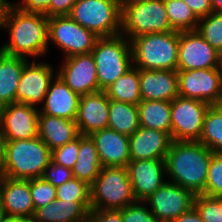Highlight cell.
<instances>
[{"label":"cell","mask_w":222,"mask_h":222,"mask_svg":"<svg viewBox=\"0 0 222 222\" xmlns=\"http://www.w3.org/2000/svg\"><path fill=\"white\" fill-rule=\"evenodd\" d=\"M196 31L204 40L222 54V13L211 12L200 18Z\"/></svg>","instance_id":"obj_33"},{"label":"cell","mask_w":222,"mask_h":222,"mask_svg":"<svg viewBox=\"0 0 222 222\" xmlns=\"http://www.w3.org/2000/svg\"><path fill=\"white\" fill-rule=\"evenodd\" d=\"M86 222H122V209H91Z\"/></svg>","instance_id":"obj_41"},{"label":"cell","mask_w":222,"mask_h":222,"mask_svg":"<svg viewBox=\"0 0 222 222\" xmlns=\"http://www.w3.org/2000/svg\"><path fill=\"white\" fill-rule=\"evenodd\" d=\"M56 198L62 201H91L90 186L86 182L72 177L56 187Z\"/></svg>","instance_id":"obj_34"},{"label":"cell","mask_w":222,"mask_h":222,"mask_svg":"<svg viewBox=\"0 0 222 222\" xmlns=\"http://www.w3.org/2000/svg\"><path fill=\"white\" fill-rule=\"evenodd\" d=\"M103 168L96 144L90 135L79 136V153L72 171V176L91 186Z\"/></svg>","instance_id":"obj_26"},{"label":"cell","mask_w":222,"mask_h":222,"mask_svg":"<svg viewBox=\"0 0 222 222\" xmlns=\"http://www.w3.org/2000/svg\"><path fill=\"white\" fill-rule=\"evenodd\" d=\"M141 100L173 101L178 92V74L175 70L139 69Z\"/></svg>","instance_id":"obj_22"},{"label":"cell","mask_w":222,"mask_h":222,"mask_svg":"<svg viewBox=\"0 0 222 222\" xmlns=\"http://www.w3.org/2000/svg\"><path fill=\"white\" fill-rule=\"evenodd\" d=\"M79 153V137L63 146L51 150V161L72 169Z\"/></svg>","instance_id":"obj_38"},{"label":"cell","mask_w":222,"mask_h":222,"mask_svg":"<svg viewBox=\"0 0 222 222\" xmlns=\"http://www.w3.org/2000/svg\"><path fill=\"white\" fill-rule=\"evenodd\" d=\"M80 96L58 75L51 81L39 113L75 120Z\"/></svg>","instance_id":"obj_23"},{"label":"cell","mask_w":222,"mask_h":222,"mask_svg":"<svg viewBox=\"0 0 222 222\" xmlns=\"http://www.w3.org/2000/svg\"><path fill=\"white\" fill-rule=\"evenodd\" d=\"M137 107L140 126L167 132L171 136V101L141 100Z\"/></svg>","instance_id":"obj_28"},{"label":"cell","mask_w":222,"mask_h":222,"mask_svg":"<svg viewBox=\"0 0 222 222\" xmlns=\"http://www.w3.org/2000/svg\"><path fill=\"white\" fill-rule=\"evenodd\" d=\"M50 4L51 0H21V2H17L14 5L27 13L41 14L50 17Z\"/></svg>","instance_id":"obj_42"},{"label":"cell","mask_w":222,"mask_h":222,"mask_svg":"<svg viewBox=\"0 0 222 222\" xmlns=\"http://www.w3.org/2000/svg\"><path fill=\"white\" fill-rule=\"evenodd\" d=\"M171 143V136L167 132L139 126V129L129 136L130 158L165 160Z\"/></svg>","instance_id":"obj_21"},{"label":"cell","mask_w":222,"mask_h":222,"mask_svg":"<svg viewBox=\"0 0 222 222\" xmlns=\"http://www.w3.org/2000/svg\"><path fill=\"white\" fill-rule=\"evenodd\" d=\"M5 144L6 139L0 127V170L2 169L5 162Z\"/></svg>","instance_id":"obj_46"},{"label":"cell","mask_w":222,"mask_h":222,"mask_svg":"<svg viewBox=\"0 0 222 222\" xmlns=\"http://www.w3.org/2000/svg\"><path fill=\"white\" fill-rule=\"evenodd\" d=\"M91 209H122L137 202L126 167H103L90 186Z\"/></svg>","instance_id":"obj_6"},{"label":"cell","mask_w":222,"mask_h":222,"mask_svg":"<svg viewBox=\"0 0 222 222\" xmlns=\"http://www.w3.org/2000/svg\"><path fill=\"white\" fill-rule=\"evenodd\" d=\"M220 71H221V76H222V54L220 56V65H219Z\"/></svg>","instance_id":"obj_52"},{"label":"cell","mask_w":222,"mask_h":222,"mask_svg":"<svg viewBox=\"0 0 222 222\" xmlns=\"http://www.w3.org/2000/svg\"><path fill=\"white\" fill-rule=\"evenodd\" d=\"M28 59L0 51V107L16 102V90Z\"/></svg>","instance_id":"obj_27"},{"label":"cell","mask_w":222,"mask_h":222,"mask_svg":"<svg viewBox=\"0 0 222 222\" xmlns=\"http://www.w3.org/2000/svg\"><path fill=\"white\" fill-rule=\"evenodd\" d=\"M54 68L45 61L25 63L16 90V102L28 104L39 109L38 104L44 102L49 85L54 79ZM37 106V107H36Z\"/></svg>","instance_id":"obj_14"},{"label":"cell","mask_w":222,"mask_h":222,"mask_svg":"<svg viewBox=\"0 0 222 222\" xmlns=\"http://www.w3.org/2000/svg\"><path fill=\"white\" fill-rule=\"evenodd\" d=\"M220 56L196 30L180 32L177 71L219 68Z\"/></svg>","instance_id":"obj_13"},{"label":"cell","mask_w":222,"mask_h":222,"mask_svg":"<svg viewBox=\"0 0 222 222\" xmlns=\"http://www.w3.org/2000/svg\"><path fill=\"white\" fill-rule=\"evenodd\" d=\"M104 91L110 100L138 105L141 101L139 68L132 66Z\"/></svg>","instance_id":"obj_30"},{"label":"cell","mask_w":222,"mask_h":222,"mask_svg":"<svg viewBox=\"0 0 222 222\" xmlns=\"http://www.w3.org/2000/svg\"><path fill=\"white\" fill-rule=\"evenodd\" d=\"M204 195L212 197H219L222 195V153L212 154Z\"/></svg>","instance_id":"obj_36"},{"label":"cell","mask_w":222,"mask_h":222,"mask_svg":"<svg viewBox=\"0 0 222 222\" xmlns=\"http://www.w3.org/2000/svg\"><path fill=\"white\" fill-rule=\"evenodd\" d=\"M180 32L144 34L132 38L133 66L147 70L177 71Z\"/></svg>","instance_id":"obj_4"},{"label":"cell","mask_w":222,"mask_h":222,"mask_svg":"<svg viewBox=\"0 0 222 222\" xmlns=\"http://www.w3.org/2000/svg\"><path fill=\"white\" fill-rule=\"evenodd\" d=\"M30 191L35 210L56 199V187L43 177L30 179Z\"/></svg>","instance_id":"obj_37"},{"label":"cell","mask_w":222,"mask_h":222,"mask_svg":"<svg viewBox=\"0 0 222 222\" xmlns=\"http://www.w3.org/2000/svg\"><path fill=\"white\" fill-rule=\"evenodd\" d=\"M182 1H184L191 8V10L199 19L206 17L211 12H213L210 0H182Z\"/></svg>","instance_id":"obj_43"},{"label":"cell","mask_w":222,"mask_h":222,"mask_svg":"<svg viewBox=\"0 0 222 222\" xmlns=\"http://www.w3.org/2000/svg\"><path fill=\"white\" fill-rule=\"evenodd\" d=\"M194 206L204 222H222V200L219 197L196 195Z\"/></svg>","instance_id":"obj_35"},{"label":"cell","mask_w":222,"mask_h":222,"mask_svg":"<svg viewBox=\"0 0 222 222\" xmlns=\"http://www.w3.org/2000/svg\"><path fill=\"white\" fill-rule=\"evenodd\" d=\"M72 171L69 168L53 163L52 161L45 169L43 178L55 187L64 184L72 178Z\"/></svg>","instance_id":"obj_40"},{"label":"cell","mask_w":222,"mask_h":222,"mask_svg":"<svg viewBox=\"0 0 222 222\" xmlns=\"http://www.w3.org/2000/svg\"><path fill=\"white\" fill-rule=\"evenodd\" d=\"M195 197L192 191L166 181L144 202L159 222H172L194 207Z\"/></svg>","instance_id":"obj_12"},{"label":"cell","mask_w":222,"mask_h":222,"mask_svg":"<svg viewBox=\"0 0 222 222\" xmlns=\"http://www.w3.org/2000/svg\"><path fill=\"white\" fill-rule=\"evenodd\" d=\"M91 138L103 167H126L130 162L129 136L106 128L93 132Z\"/></svg>","instance_id":"obj_20"},{"label":"cell","mask_w":222,"mask_h":222,"mask_svg":"<svg viewBox=\"0 0 222 222\" xmlns=\"http://www.w3.org/2000/svg\"><path fill=\"white\" fill-rule=\"evenodd\" d=\"M0 198L6 216L31 220L35 213L30 191V179H13L2 176Z\"/></svg>","instance_id":"obj_19"},{"label":"cell","mask_w":222,"mask_h":222,"mask_svg":"<svg viewBox=\"0 0 222 222\" xmlns=\"http://www.w3.org/2000/svg\"><path fill=\"white\" fill-rule=\"evenodd\" d=\"M209 106L203 101L182 96L171 101L172 141H199Z\"/></svg>","instance_id":"obj_10"},{"label":"cell","mask_w":222,"mask_h":222,"mask_svg":"<svg viewBox=\"0 0 222 222\" xmlns=\"http://www.w3.org/2000/svg\"><path fill=\"white\" fill-rule=\"evenodd\" d=\"M80 136L75 120L39 113L38 137L50 150L65 145Z\"/></svg>","instance_id":"obj_25"},{"label":"cell","mask_w":222,"mask_h":222,"mask_svg":"<svg viewBox=\"0 0 222 222\" xmlns=\"http://www.w3.org/2000/svg\"><path fill=\"white\" fill-rule=\"evenodd\" d=\"M77 0H51L50 17L69 15Z\"/></svg>","instance_id":"obj_44"},{"label":"cell","mask_w":222,"mask_h":222,"mask_svg":"<svg viewBox=\"0 0 222 222\" xmlns=\"http://www.w3.org/2000/svg\"><path fill=\"white\" fill-rule=\"evenodd\" d=\"M120 5H132L135 3H142V2H147V1H153V0H119Z\"/></svg>","instance_id":"obj_50"},{"label":"cell","mask_w":222,"mask_h":222,"mask_svg":"<svg viewBox=\"0 0 222 222\" xmlns=\"http://www.w3.org/2000/svg\"><path fill=\"white\" fill-rule=\"evenodd\" d=\"M198 142L213 153H222V105H210L207 109Z\"/></svg>","instance_id":"obj_31"},{"label":"cell","mask_w":222,"mask_h":222,"mask_svg":"<svg viewBox=\"0 0 222 222\" xmlns=\"http://www.w3.org/2000/svg\"><path fill=\"white\" fill-rule=\"evenodd\" d=\"M121 7V34L129 40L144 34L174 31L163 0H153Z\"/></svg>","instance_id":"obj_8"},{"label":"cell","mask_w":222,"mask_h":222,"mask_svg":"<svg viewBox=\"0 0 222 222\" xmlns=\"http://www.w3.org/2000/svg\"><path fill=\"white\" fill-rule=\"evenodd\" d=\"M91 53L99 91H104L133 66L131 42L122 34L98 38Z\"/></svg>","instance_id":"obj_5"},{"label":"cell","mask_w":222,"mask_h":222,"mask_svg":"<svg viewBox=\"0 0 222 222\" xmlns=\"http://www.w3.org/2000/svg\"><path fill=\"white\" fill-rule=\"evenodd\" d=\"M51 162V150L39 138L6 140L2 176L13 179L42 178Z\"/></svg>","instance_id":"obj_3"},{"label":"cell","mask_w":222,"mask_h":222,"mask_svg":"<svg viewBox=\"0 0 222 222\" xmlns=\"http://www.w3.org/2000/svg\"><path fill=\"white\" fill-rule=\"evenodd\" d=\"M99 37L68 15L49 17L48 42L64 53V58L91 53Z\"/></svg>","instance_id":"obj_9"},{"label":"cell","mask_w":222,"mask_h":222,"mask_svg":"<svg viewBox=\"0 0 222 222\" xmlns=\"http://www.w3.org/2000/svg\"><path fill=\"white\" fill-rule=\"evenodd\" d=\"M179 96L197 99L210 105H221L222 76L220 68L177 71Z\"/></svg>","instance_id":"obj_11"},{"label":"cell","mask_w":222,"mask_h":222,"mask_svg":"<svg viewBox=\"0 0 222 222\" xmlns=\"http://www.w3.org/2000/svg\"><path fill=\"white\" fill-rule=\"evenodd\" d=\"M122 222H159L144 201L122 208Z\"/></svg>","instance_id":"obj_39"},{"label":"cell","mask_w":222,"mask_h":222,"mask_svg":"<svg viewBox=\"0 0 222 222\" xmlns=\"http://www.w3.org/2000/svg\"><path fill=\"white\" fill-rule=\"evenodd\" d=\"M91 201H62L52 203L35 210L32 222H86Z\"/></svg>","instance_id":"obj_24"},{"label":"cell","mask_w":222,"mask_h":222,"mask_svg":"<svg viewBox=\"0 0 222 222\" xmlns=\"http://www.w3.org/2000/svg\"><path fill=\"white\" fill-rule=\"evenodd\" d=\"M5 217H6V214H5L4 207L2 205V201L0 198V222H3Z\"/></svg>","instance_id":"obj_51"},{"label":"cell","mask_w":222,"mask_h":222,"mask_svg":"<svg viewBox=\"0 0 222 222\" xmlns=\"http://www.w3.org/2000/svg\"><path fill=\"white\" fill-rule=\"evenodd\" d=\"M126 168L137 201H145L167 181L165 160H130Z\"/></svg>","instance_id":"obj_17"},{"label":"cell","mask_w":222,"mask_h":222,"mask_svg":"<svg viewBox=\"0 0 222 222\" xmlns=\"http://www.w3.org/2000/svg\"><path fill=\"white\" fill-rule=\"evenodd\" d=\"M212 154L198 141H172L165 159L169 182L195 195L204 194Z\"/></svg>","instance_id":"obj_2"},{"label":"cell","mask_w":222,"mask_h":222,"mask_svg":"<svg viewBox=\"0 0 222 222\" xmlns=\"http://www.w3.org/2000/svg\"><path fill=\"white\" fill-rule=\"evenodd\" d=\"M213 12L222 13V0H210Z\"/></svg>","instance_id":"obj_48"},{"label":"cell","mask_w":222,"mask_h":222,"mask_svg":"<svg viewBox=\"0 0 222 222\" xmlns=\"http://www.w3.org/2000/svg\"><path fill=\"white\" fill-rule=\"evenodd\" d=\"M68 16L99 38L121 34L119 0H77Z\"/></svg>","instance_id":"obj_7"},{"label":"cell","mask_w":222,"mask_h":222,"mask_svg":"<svg viewBox=\"0 0 222 222\" xmlns=\"http://www.w3.org/2000/svg\"><path fill=\"white\" fill-rule=\"evenodd\" d=\"M1 28L9 31V42L0 47L5 54L35 60L48 51L49 17L46 15L27 13L10 3Z\"/></svg>","instance_id":"obj_1"},{"label":"cell","mask_w":222,"mask_h":222,"mask_svg":"<svg viewBox=\"0 0 222 222\" xmlns=\"http://www.w3.org/2000/svg\"><path fill=\"white\" fill-rule=\"evenodd\" d=\"M56 74L79 96L99 91L92 53L63 58Z\"/></svg>","instance_id":"obj_15"},{"label":"cell","mask_w":222,"mask_h":222,"mask_svg":"<svg viewBox=\"0 0 222 222\" xmlns=\"http://www.w3.org/2000/svg\"><path fill=\"white\" fill-rule=\"evenodd\" d=\"M109 103L105 91L80 96L75 118L80 135L108 128Z\"/></svg>","instance_id":"obj_18"},{"label":"cell","mask_w":222,"mask_h":222,"mask_svg":"<svg viewBox=\"0 0 222 222\" xmlns=\"http://www.w3.org/2000/svg\"><path fill=\"white\" fill-rule=\"evenodd\" d=\"M11 2L8 0H0V28L2 25V21L4 19V15L6 12L7 7L9 6Z\"/></svg>","instance_id":"obj_47"},{"label":"cell","mask_w":222,"mask_h":222,"mask_svg":"<svg viewBox=\"0 0 222 222\" xmlns=\"http://www.w3.org/2000/svg\"><path fill=\"white\" fill-rule=\"evenodd\" d=\"M172 222H204L197 209L192 207L190 210L184 212Z\"/></svg>","instance_id":"obj_45"},{"label":"cell","mask_w":222,"mask_h":222,"mask_svg":"<svg viewBox=\"0 0 222 222\" xmlns=\"http://www.w3.org/2000/svg\"><path fill=\"white\" fill-rule=\"evenodd\" d=\"M3 222H32V220L24 219L21 217L6 216Z\"/></svg>","instance_id":"obj_49"},{"label":"cell","mask_w":222,"mask_h":222,"mask_svg":"<svg viewBox=\"0 0 222 222\" xmlns=\"http://www.w3.org/2000/svg\"><path fill=\"white\" fill-rule=\"evenodd\" d=\"M39 109L22 103L0 107V127L6 140L38 137Z\"/></svg>","instance_id":"obj_16"},{"label":"cell","mask_w":222,"mask_h":222,"mask_svg":"<svg viewBox=\"0 0 222 222\" xmlns=\"http://www.w3.org/2000/svg\"><path fill=\"white\" fill-rule=\"evenodd\" d=\"M140 126L138 107L136 104H129L110 100L108 114V128L131 136Z\"/></svg>","instance_id":"obj_29"},{"label":"cell","mask_w":222,"mask_h":222,"mask_svg":"<svg viewBox=\"0 0 222 222\" xmlns=\"http://www.w3.org/2000/svg\"><path fill=\"white\" fill-rule=\"evenodd\" d=\"M170 25L174 31H193L198 27L199 18L182 0H163Z\"/></svg>","instance_id":"obj_32"}]
</instances>
